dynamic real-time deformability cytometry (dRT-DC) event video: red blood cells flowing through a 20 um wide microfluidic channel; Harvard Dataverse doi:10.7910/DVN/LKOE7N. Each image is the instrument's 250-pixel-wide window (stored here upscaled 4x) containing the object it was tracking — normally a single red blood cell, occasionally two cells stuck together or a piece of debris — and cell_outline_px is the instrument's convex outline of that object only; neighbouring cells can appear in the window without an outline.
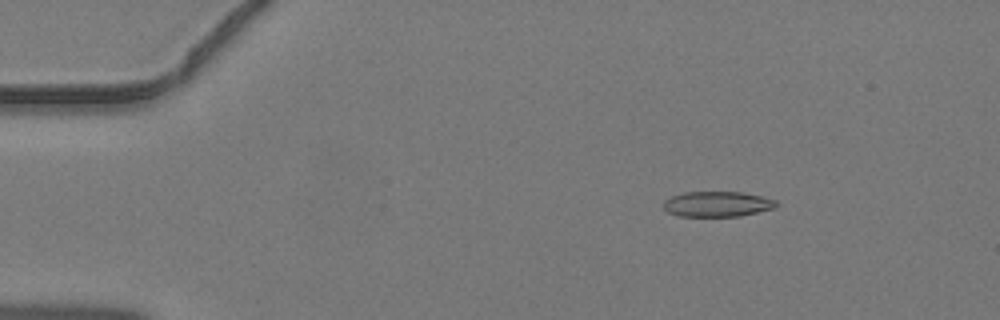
{"species": "common noctule bat (a hibernating species)", "species_latin": "Nyctalus noctula", "temperature_condition": "warm", "stored_images_in_passage": 45, "camera_frame_rate_fps": 3000, "um_per_image_px": 0.085, "animal": {"sex": "male", "body_mass_g": 19.2, "forearm_length_mm": 51.8}, "frame": {"image": 1, "passage_image": 7, "time_ms": 2.0, "image_size_px": [1000, 320], "cell_outline_px": [[780, 204], [776, 208], [740, 216], [676, 216], [668, 212], [664, 208], [664, 200], [672, 196], [684, 192], [740, 192], [760, 196], [776, 200]], "centroid_in_image_um": [60.99, 17.35], "position_along_channel_um": 24.0, "area_um2": 16.7}}
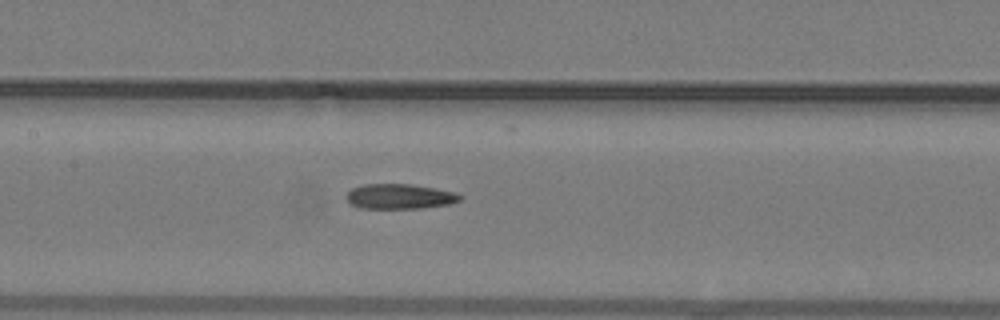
{"frame": {"image": 2, "passage_image": 22, "time_ms": 7.0, "image_size_px": [1000, 320], "cell_outline_px": [[464, 196], [460, 200], [448, 204], [420, 208], [360, 208], [348, 204], [344, 196], [352, 188], [364, 184], [412, 184], [456, 192]], "centroid_in_image_um": [33.93, 16.69], "position_along_channel_um": 173.5, "area_um2": 16.7}}
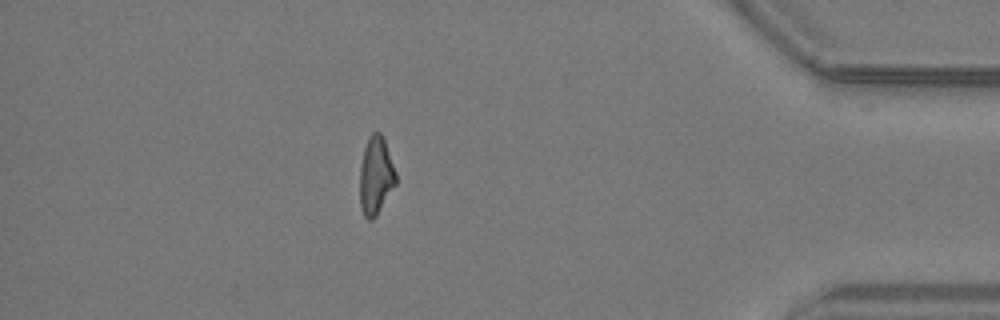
{"frame": {"image": 3, "passage_image": 40, "time_ms": 13.0, "image_size_px": [1000, 320], "cell_outline_px": [[396, 184], [376, 216], [372, 220], [368, 220], [364, 216], [360, 208], [360, 164], [364, 148], [372, 132], [380, 132], [384, 140], [396, 172]], "centroid_in_image_um": [31.93, 14.97], "position_along_channel_um": 403.3, "area_um2": 16.3}}